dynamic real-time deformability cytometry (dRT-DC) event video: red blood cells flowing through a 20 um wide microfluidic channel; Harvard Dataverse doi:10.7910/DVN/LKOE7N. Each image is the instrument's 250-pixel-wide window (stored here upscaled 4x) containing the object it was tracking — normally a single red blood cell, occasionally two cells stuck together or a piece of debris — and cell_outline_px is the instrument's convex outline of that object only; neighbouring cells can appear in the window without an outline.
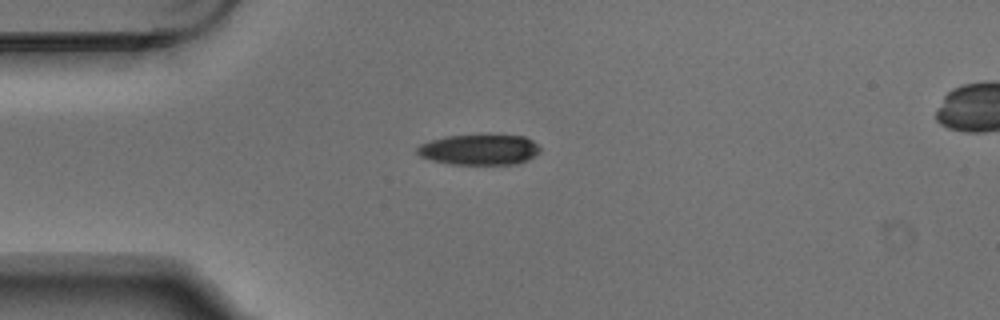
{"species": "Egyptian fruit bat (a non-hibernating species)", "species_latin": "Rousettus aegyptiacus", "temperature_condition": "warm", "stored_images_in_passage": 4, "camera_frame_rate_fps": 3000, "um_per_image_px": 0.085, "animal": {"sex": "male"}, "frame": {"image": 1, "passage_image": 2, "time_ms": 0.333, "image_size_px": [1000, 320], "cell_outline_px": [[540, 152], [516, 164], [452, 164], [432, 160], [420, 156], [416, 152], [416, 148], [420, 144], [432, 140], [448, 136], [524, 136], [532, 140], [540, 148]], "centroid_in_image_um": [40.71, 12.73], "position_along_channel_um": 44.3, "area_um2": 21.33}}
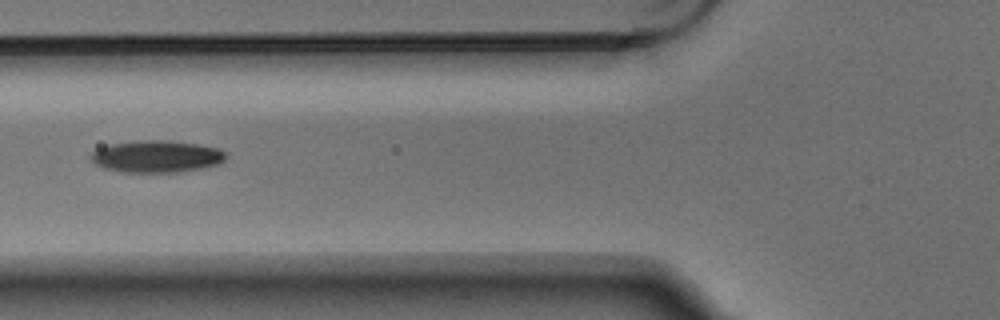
{"frame": {"image": 2, "passage_image": 4, "time_ms": 1.0, "image_size_px": [1000, 320], "cell_outline_px": [[228, 156], [220, 164], [180, 172], [124, 172], [104, 168], [96, 164], [88, 156], [92, 152], [100, 148], [112, 144], [140, 140], [164, 140], [196, 144], [220, 148]], "centroid_in_image_um": [13.33, 13.3], "position_along_channel_um": 112.5, "area_um2": 25.09}}